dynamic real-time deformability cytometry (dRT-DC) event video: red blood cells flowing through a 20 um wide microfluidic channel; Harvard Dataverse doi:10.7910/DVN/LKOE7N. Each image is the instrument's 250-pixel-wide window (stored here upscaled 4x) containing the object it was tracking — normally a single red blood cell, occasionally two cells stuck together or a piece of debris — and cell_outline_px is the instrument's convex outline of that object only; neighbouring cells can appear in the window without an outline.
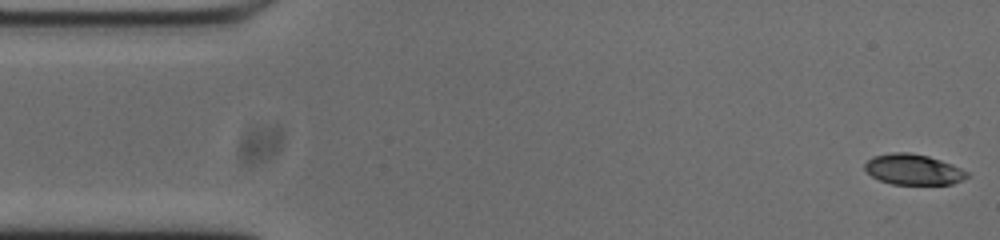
{"species": "common noctule bat (a hibernating species)", "species_latin": "Nyctalus noctula", "temperature_condition": "cold", "stored_images_in_passage": 53, "camera_frame_rate_fps": 3000, "um_per_image_px": 0.085, "animal": {"sex": "male", "body_mass_g": 20.0, "forearm_length_mm": 53.3}, "frame": {"image": 1, "passage_image": 1, "time_ms": 0.0, "image_size_px": [1000, 240], "cell_outline_px": [[968, 176], [952, 184], [892, 184], [880, 180], [872, 176], [864, 168], [864, 164], [872, 156], [892, 152], [908, 152], [928, 156], [952, 164], [968, 172]], "centroid_in_image_um": [77.6, 14.4], "position_along_channel_um": 7.4, "area_um2": 18.09}}
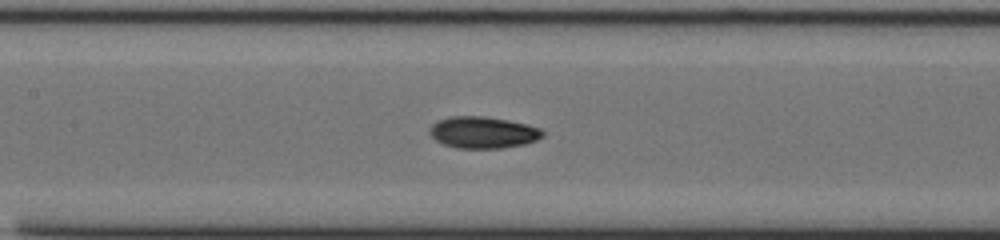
{"frame": {"image": 2, "passage_image": 23, "time_ms": 7.333, "image_size_px": [1000, 240], "cell_outline_px": [[544, 136], [536, 140], [524, 144], [500, 148], [456, 148], [444, 144], [436, 140], [428, 132], [428, 128], [432, 124], [440, 120], [452, 116], [484, 116], [508, 120], [528, 124], [540, 128], [544, 132]], "centroid_in_image_um": [41.06, 11.25], "position_along_channel_um": 166.3, "area_um2": 20.87}}
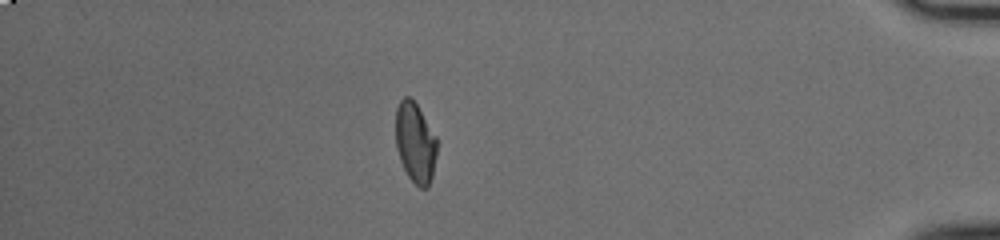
{"frame": {"image": 3, "passage_image": 46, "time_ms": 15.0, "image_size_px": [1000, 240], "cell_outline_px": [[436, 156], [432, 176], [428, 188], [420, 188], [408, 176], [400, 160], [396, 148], [396, 108], [400, 100], [404, 96], [412, 96], [436, 136]], "centroid_in_image_um": [35.29, 12.09], "position_along_channel_um": 399.9, "area_um2": 19.36}, "authors_computed_cell_mechanics": {"area_um2": 19.8832, "velocity_mm_per_s": 3.7295, "shape_relaxation_time_tau1_ms": 6.5082, "shape_relaxation_time_tau2_ms": 3.0922, "deformation_change_tau1": 0.1888, "deformation_change_tau2": 0.0714}}